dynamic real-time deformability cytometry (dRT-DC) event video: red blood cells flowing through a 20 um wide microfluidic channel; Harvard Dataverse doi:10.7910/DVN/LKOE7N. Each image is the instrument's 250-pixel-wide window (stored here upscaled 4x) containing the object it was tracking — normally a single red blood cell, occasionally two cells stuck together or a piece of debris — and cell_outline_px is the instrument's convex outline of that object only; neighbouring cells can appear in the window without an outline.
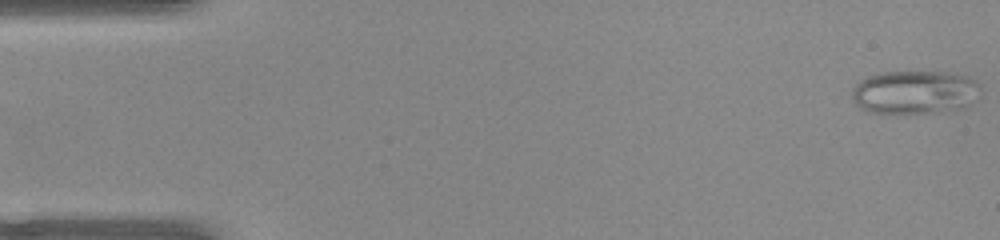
{"species": "common noctule bat (a hibernating species)", "species_latin": "Nyctalus noctula", "temperature_condition": "warm", "stored_images_in_passage": 51, "camera_frame_rate_fps": 3000, "um_per_image_px": 0.085, "animal": {"sex": "female", "body_mass_g": 22.0, "forearm_length_mm": 56.7}, "frame": {"image": 1, "passage_image": 1, "time_ms": 0.0, "image_size_px": [1000, 240], "cell_outline_px": [[976, 84], [964, 108], [936, 112], [864, 112], [852, 100], [852, 88], [860, 80], [868, 76], [880, 72], [948, 72], [968, 76]], "centroid_in_image_um": [77.58, 7.82], "position_along_channel_um": 7.4, "area_um2": 31.56}}
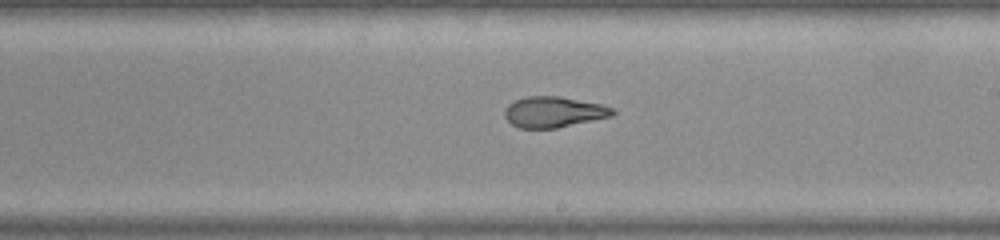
{"frame": {"image": 2, "passage_image": 29, "time_ms": 9.333, "image_size_px": [1000, 240], "cell_outline_px": [[616, 112], [612, 116], [556, 128], [520, 128], [512, 124], [504, 116], [504, 112], [508, 104], [516, 100], [528, 96], [560, 96], [600, 104], [612, 108]], "centroid_in_image_um": [47.05, 9.52], "position_along_channel_um": 241.9, "area_um2": 19.19}}
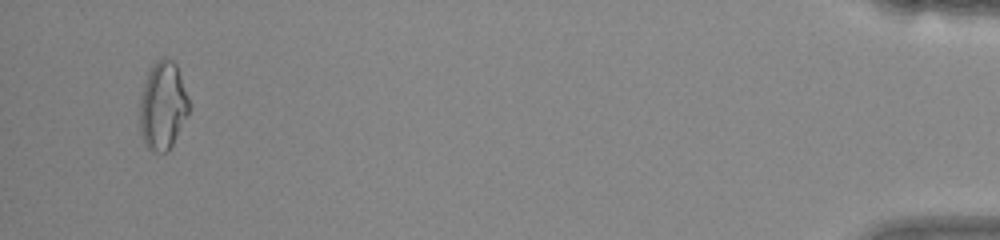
{"frame": {"image": 3, "passage_image": 49, "time_ms": 16.0, "image_size_px": [1000, 240], "cell_outline_px": [[192, 104], [168, 152], [152, 152], [144, 144], [140, 132], [140, 100], [144, 84], [148, 72], [152, 64], [164, 56], [172, 60], [176, 64]], "centroid_in_image_um": [13.84, 8.97], "position_along_channel_um": 421.4, "area_um2": 25.37}, "authors_computed_cell_mechanics": {"area_um2": 22.4264, "velocity_mm_per_s": 3.9638, "shape_relaxation_time_tau1_ms": null, "shape_relaxation_time_tau2_ms": 1.5814, "deformation_change_tau1": null, "deformation_change_tau2": 0.0903}}